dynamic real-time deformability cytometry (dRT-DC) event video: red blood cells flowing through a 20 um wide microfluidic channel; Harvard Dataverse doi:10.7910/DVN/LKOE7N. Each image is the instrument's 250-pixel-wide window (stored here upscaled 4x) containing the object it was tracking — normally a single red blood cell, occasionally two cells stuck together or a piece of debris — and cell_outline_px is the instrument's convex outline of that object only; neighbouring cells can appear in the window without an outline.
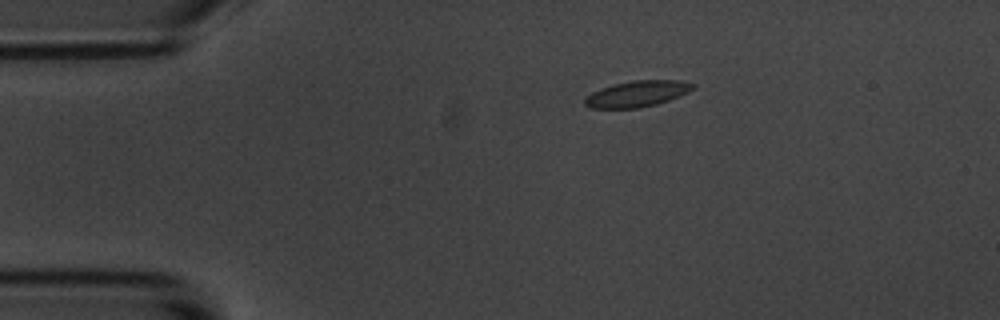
{"species": "common noctule bat (a hibernating species)", "species_latin": "Nyctalus noctula", "temperature_condition": "room temperature", "stored_images_in_passage": 9, "camera_frame_rate_fps": 3000, "um_per_image_px": 0.085, "animal": {"sex": "male", "body_mass_g": 20.1, "forearm_length_mm": 53.5}, "frame": {"image": 1, "passage_image": 1, "time_ms": 0.0, "image_size_px": [1000, 320], "cell_outline_px": [[696, 84], [688, 92], [668, 100], [656, 104], [640, 108], [588, 108], [584, 104], [584, 100], [592, 92], [600, 88], [612, 84], [632, 80], [680, 80]], "centroid_in_image_um": [54.13, 7.97], "position_along_channel_um": 30.9, "area_um2": 16.42}}
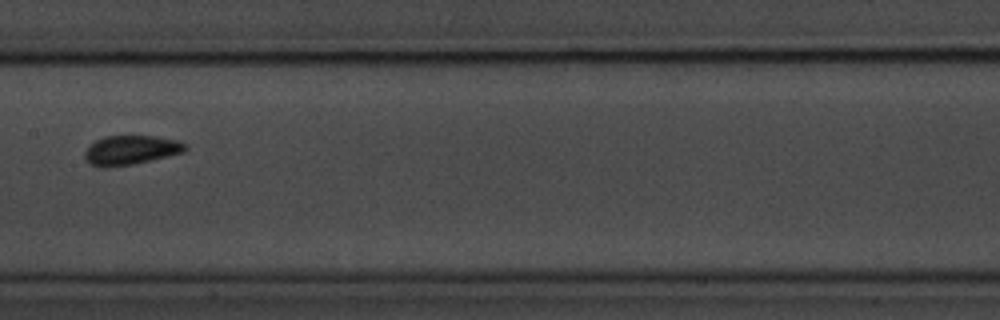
{"frame": {"image": 2, "passage_image": 6, "time_ms": 6.0, "image_size_px": [1000, 320], "cell_outline_px": [[188, 148], [184, 152], [132, 164], [108, 168], [104, 168], [88, 164], [84, 156], [84, 152], [96, 140], [104, 136], [156, 136], [176, 140], [188, 144]], "centroid_in_image_um": [11.11, 12.76], "position_along_channel_um": 196.3, "area_um2": 17.17}}
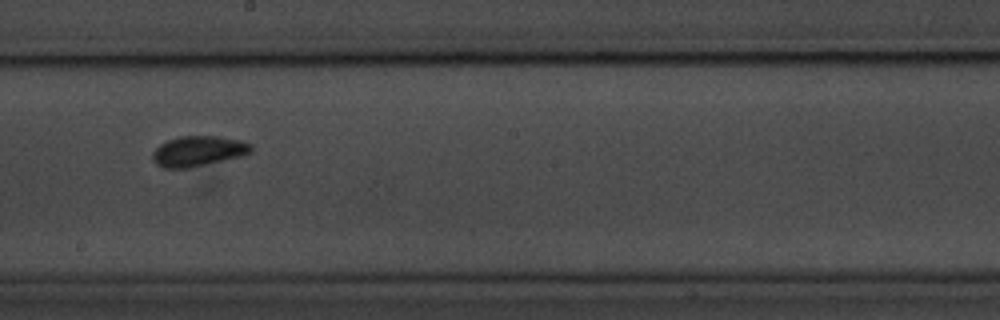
{"frame": {"image": 3, "passage_image": 7, "time_ms": 7.0, "image_size_px": [1000, 320], "cell_outline_px": [[252, 152], [244, 156], [188, 168], [164, 168], [156, 164], [152, 160], [152, 152], [160, 144], [168, 140], [180, 136], [216, 136], [240, 140], [252, 144]], "centroid_in_image_um": [16.86, 12.85], "position_along_channel_um": 231.3, "area_um2": 17.51}}